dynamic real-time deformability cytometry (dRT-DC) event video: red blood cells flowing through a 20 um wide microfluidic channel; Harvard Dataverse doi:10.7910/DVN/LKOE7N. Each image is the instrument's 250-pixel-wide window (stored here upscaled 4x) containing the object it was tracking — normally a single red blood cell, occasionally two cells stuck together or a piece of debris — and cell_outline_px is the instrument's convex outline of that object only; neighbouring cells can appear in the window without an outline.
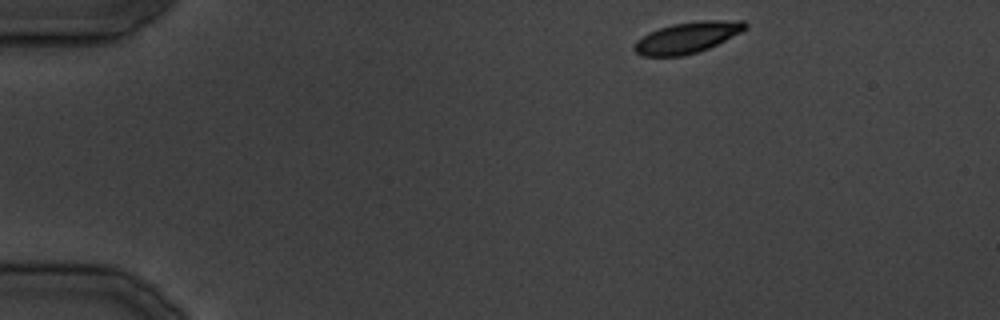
{"species": "common noctule bat (a hibernating species)", "species_latin": "Nyctalus noctula", "temperature_condition": "cold", "stored_images_in_passage": 31, "camera_frame_rate_fps": 3000, "um_per_image_px": 0.085, "animal": {"sex": "male", "body_mass_g": 19.5, "forearm_length_mm": 54.6}, "frame": {"image": 1, "passage_image": 1, "time_ms": 0.0, "image_size_px": [1000, 320], "cell_outline_px": [[748, 28], [708, 48], [684, 56], [640, 56], [632, 48], [636, 40], [648, 32], [672, 24], [700, 20], [744, 20], [748, 24]], "centroid_in_image_um": [58.4, 3.18], "position_along_channel_um": 26.6, "area_um2": 20.11}}
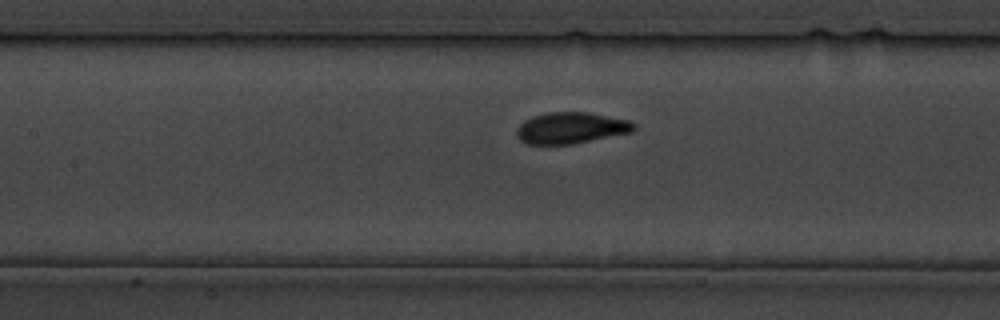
{"frame": {"image": 2, "passage_image": 12, "time_ms": 13.667, "image_size_px": [1000, 320], "cell_outline_px": [[636, 128], [632, 132], [572, 144], [528, 144], [520, 140], [516, 136], [516, 128], [524, 120], [532, 116], [548, 112], [588, 112], [628, 120], [636, 124]], "centroid_in_image_um": [48.51, 10.87], "position_along_channel_um": 158.9, "area_um2": 21.44}}
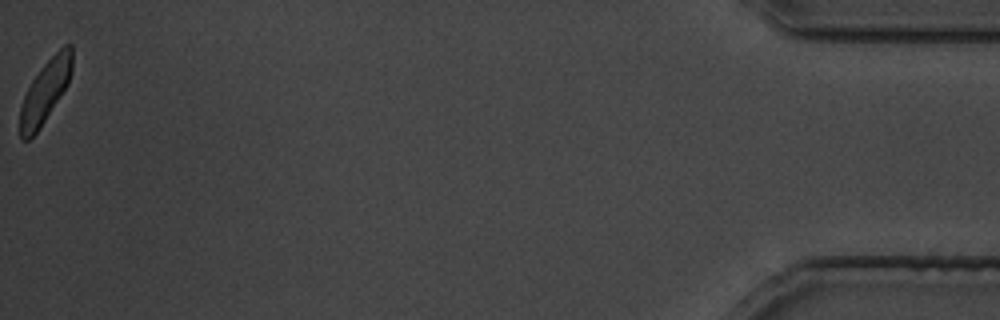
{"frame": {"image": 3, "passage_image": 31, "time_ms": 37.0, "image_size_px": [1000, 320], "cell_outline_px": [[72, 72], [68, 84], [40, 128], [28, 140], [20, 140], [20, 108], [24, 96], [32, 80], [44, 64], [64, 44], [72, 44]], "centroid_in_image_um": [3.85, 7.77], "position_along_channel_um": 431.3, "area_um2": 18.79}}